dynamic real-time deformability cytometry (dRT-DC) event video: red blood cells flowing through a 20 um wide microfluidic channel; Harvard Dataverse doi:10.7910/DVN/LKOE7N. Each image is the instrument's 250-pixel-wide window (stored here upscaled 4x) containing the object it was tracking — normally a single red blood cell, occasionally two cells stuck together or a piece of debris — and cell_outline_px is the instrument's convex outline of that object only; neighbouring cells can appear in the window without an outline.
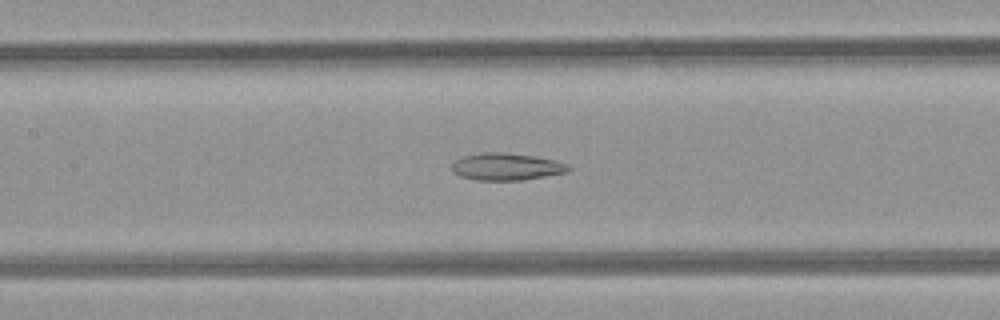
{"species": "common noctule bat (a hibernating species)", "species_latin": "Nyctalus noctula", "temperature_condition": "room temperature", "stored_images_in_passage": 39, "camera_frame_rate_fps": 3000, "um_per_image_px": 0.085, "animal": {"sex": "female", "body_mass_g": 21.9}, "frame": {"image": 1, "passage_image": 13, "time_ms": 4.0, "image_size_px": [1000, 320], "cell_outline_px": [[572, 168], [568, 172], [524, 180], [476, 180], [460, 176], [452, 172], [452, 164], [456, 160], [464, 156], [484, 152], [500, 152], [536, 156], [556, 160], [568, 164]], "centroid_in_image_um": [43.08, 14.17], "position_along_channel_um": 164.3, "area_um2": 18.55}}
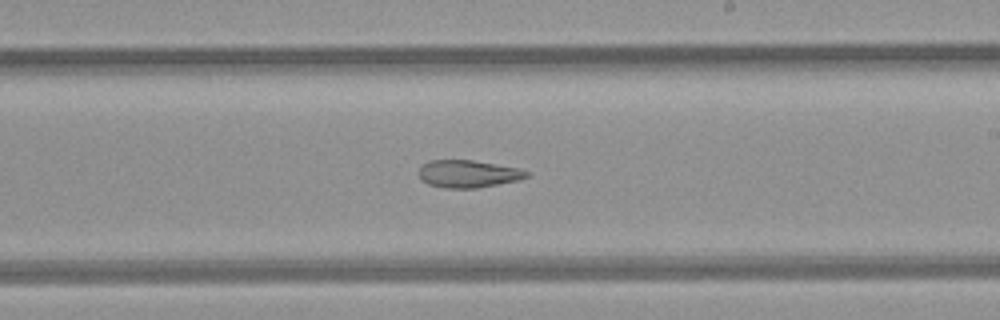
{"frame": {"image": 2, "passage_image": 19, "time_ms": 6.0, "image_size_px": [1000, 320], "cell_outline_px": [[528, 176], [520, 180], [476, 188], [444, 188], [428, 184], [420, 180], [420, 168], [424, 164], [432, 160], [472, 160], [520, 168], [528, 172]], "centroid_in_image_um": [39.8, 14.78], "position_along_channel_um": 249.2, "area_um2": 17.17}}
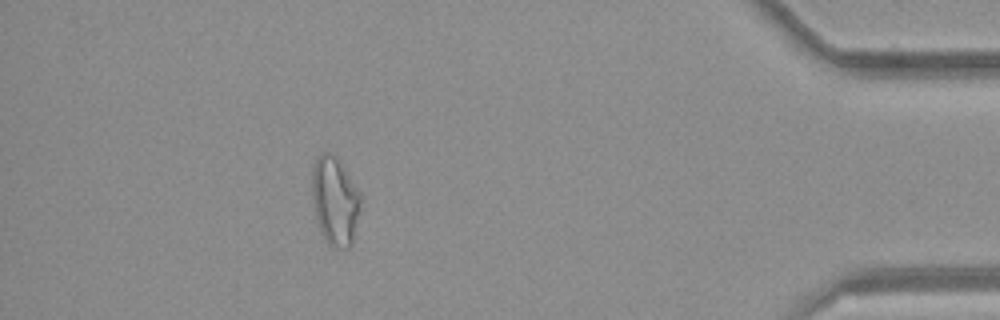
{"frame": {"image": 3, "passage_image": 34, "time_ms": 11.0, "image_size_px": [1000, 320], "cell_outline_px": [[360, 208], [352, 244], [348, 248], [332, 248], [324, 240], [316, 220], [312, 196], [312, 168], [320, 152], [332, 152], [336, 156], [360, 192]], "centroid_in_image_um": [28.46, 17.09], "position_along_channel_um": 406.7, "area_um2": 25.2}, "authors_computed_cell_mechanics": {"area_um2": 20.808, "velocity_mm_per_s": 4.263, "shape_relaxation_time_tau1_ms": null, "shape_relaxation_time_tau2_ms": 2.876, "deformation_change_tau1": null, "deformation_change_tau2": 0.1152}}